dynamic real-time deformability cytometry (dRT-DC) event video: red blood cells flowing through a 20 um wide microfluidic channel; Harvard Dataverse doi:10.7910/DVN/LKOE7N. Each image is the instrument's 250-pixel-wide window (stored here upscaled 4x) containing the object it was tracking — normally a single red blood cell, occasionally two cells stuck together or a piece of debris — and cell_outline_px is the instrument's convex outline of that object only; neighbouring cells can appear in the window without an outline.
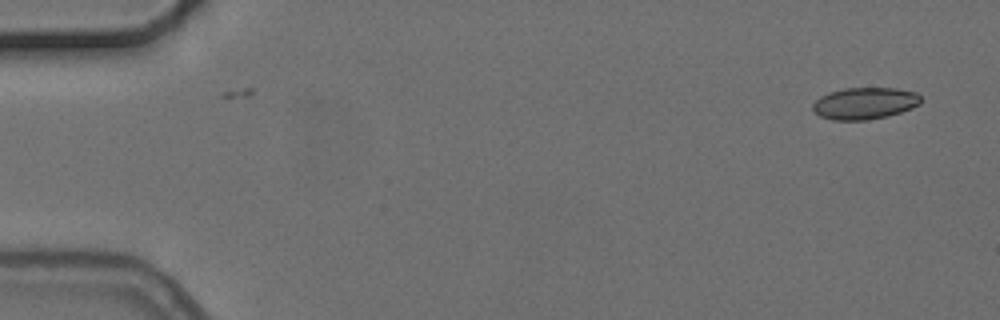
{"species": "common noctule bat (a hibernating species)", "species_latin": "Nyctalus noctula", "temperature_condition": "cold", "stored_images_in_passage": 2, "camera_frame_rate_fps": 3000, "um_per_image_px": 0.085, "animal": {"sex": "female", "body_mass_g": 24.6, "forearm_length_mm": 56.2}, "frame": {"image": 1, "passage_image": 2, "time_ms": 1.0, "image_size_px": [1000, 320], "cell_outline_px": [[920, 104], [912, 108], [888, 116], [868, 120], [832, 120], [820, 116], [812, 108], [812, 104], [820, 96], [844, 88], [896, 88], [916, 92], [920, 96]], "centroid_in_image_um": [73.51, 8.78], "position_along_channel_um": 11.5, "area_um2": 20.0}}